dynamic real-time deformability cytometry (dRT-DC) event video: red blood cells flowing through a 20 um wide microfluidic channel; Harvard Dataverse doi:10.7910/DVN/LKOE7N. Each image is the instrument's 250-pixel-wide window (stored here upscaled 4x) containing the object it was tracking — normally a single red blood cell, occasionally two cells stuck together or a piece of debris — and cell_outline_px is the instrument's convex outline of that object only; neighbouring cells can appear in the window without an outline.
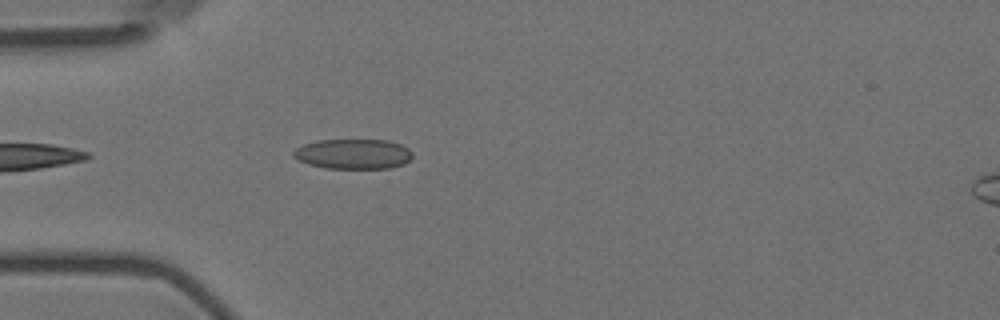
{"species": "Egyptian fruit bat (a non-hibernating species)", "species_latin": "Rousettus aegyptiacus", "temperature_condition": "room temperature", "stored_images_in_passage": 28, "camera_frame_rate_fps": 3000, "um_per_image_px": 0.085, "animal": {"sex": "female"}, "frame": {"image": 1, "passage_image": 4, "time_ms": 1.0, "image_size_px": [1000, 320], "cell_outline_px": [[412, 156], [404, 164], [392, 168], [324, 168], [308, 164], [292, 156], [292, 152], [296, 148], [304, 144], [316, 140], [388, 140], [400, 144], [408, 148], [412, 152]], "centroid_in_image_um": [30.02, 13.08], "position_along_channel_um": 55.0, "area_um2": 20.87}}
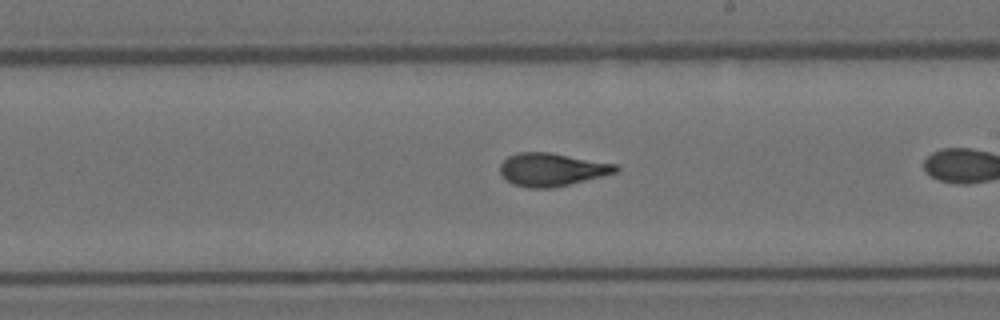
{"frame": {"image": 2, "passage_image": 17, "time_ms": 5.333, "image_size_px": [1000, 320], "cell_outline_px": [[620, 168], [616, 172], [552, 188], [528, 188], [512, 184], [500, 172], [500, 164], [508, 156], [516, 152], [548, 152], [616, 164]], "centroid_in_image_um": [46.86, 14.4], "position_along_channel_um": 242.1, "area_um2": 21.96}}
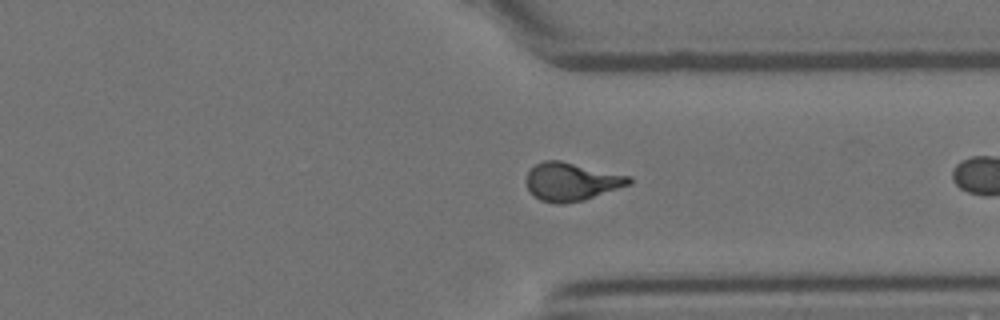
{"frame": {"image": 3, "passage_image": 27, "time_ms": 8.667, "image_size_px": [1000, 320], "cell_outline_px": [[632, 184], [584, 200], [560, 204], [556, 204], [540, 200], [528, 188], [528, 172], [536, 164], [544, 160], [560, 160], [632, 176]], "centroid_in_image_um": [48.64, 15.44], "position_along_channel_um": 362.8, "area_um2": 22.72}}